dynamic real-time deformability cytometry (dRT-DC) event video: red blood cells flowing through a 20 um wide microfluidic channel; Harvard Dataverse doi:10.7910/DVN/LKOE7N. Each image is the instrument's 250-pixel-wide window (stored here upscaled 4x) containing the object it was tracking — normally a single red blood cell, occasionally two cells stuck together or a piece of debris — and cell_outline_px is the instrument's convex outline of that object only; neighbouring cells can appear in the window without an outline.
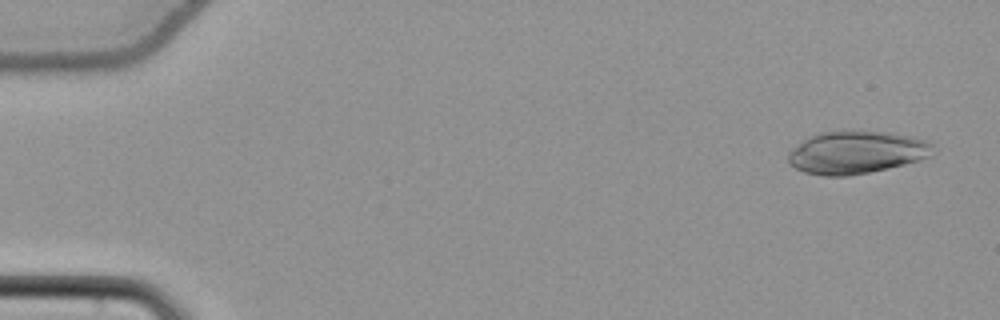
{"species": "common noctule bat (a hibernating species)", "species_latin": "Nyctalus noctula", "temperature_condition": "cold", "stored_images_in_passage": 12, "camera_frame_rate_fps": 3000, "um_per_image_px": 0.085, "animal": {"sex": "female", "body_mass_g": 22.7, "forearm_length_mm": 54.2}, "frame": {"image": 1, "passage_image": 3, "time_ms": 0.667, "image_size_px": [1000, 320], "cell_outline_px": [[932, 144], [928, 156], [920, 160], [888, 168], [848, 176], [820, 176], [804, 172], [788, 164], [788, 152], [792, 148], [808, 136], [820, 132], [888, 132], [928, 140]], "centroid_in_image_um": [72.72, 12.97], "position_along_channel_um": 12.3, "area_um2": 35.6}}